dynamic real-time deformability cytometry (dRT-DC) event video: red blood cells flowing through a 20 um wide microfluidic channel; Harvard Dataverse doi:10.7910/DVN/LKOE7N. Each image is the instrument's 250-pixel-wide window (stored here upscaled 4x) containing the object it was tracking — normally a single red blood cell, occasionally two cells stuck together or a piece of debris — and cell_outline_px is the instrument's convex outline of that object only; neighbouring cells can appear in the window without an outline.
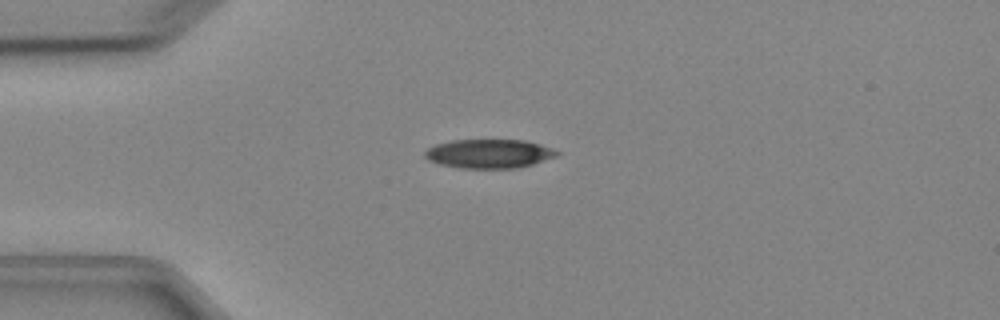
{"species": "Egyptian fruit bat (a non-hibernating species)", "species_latin": "Rousettus aegyptiacus", "temperature_condition": "cold", "stored_images_in_passage": 5, "camera_frame_rate_fps": 3000, "um_per_image_px": 0.085, "animal": {"sex": "female"}, "frame": {"image": 1, "passage_image": 2, "time_ms": 1.333, "image_size_px": [1000, 320], "cell_outline_px": [[560, 152], [556, 156], [532, 164], [516, 168], [460, 168], [440, 164], [428, 160], [424, 156], [424, 152], [428, 148], [436, 144], [452, 140], [524, 140], [540, 144], [552, 148]], "centroid_in_image_um": [41.55, 13.06], "position_along_channel_um": 43.5, "area_um2": 22.2}}